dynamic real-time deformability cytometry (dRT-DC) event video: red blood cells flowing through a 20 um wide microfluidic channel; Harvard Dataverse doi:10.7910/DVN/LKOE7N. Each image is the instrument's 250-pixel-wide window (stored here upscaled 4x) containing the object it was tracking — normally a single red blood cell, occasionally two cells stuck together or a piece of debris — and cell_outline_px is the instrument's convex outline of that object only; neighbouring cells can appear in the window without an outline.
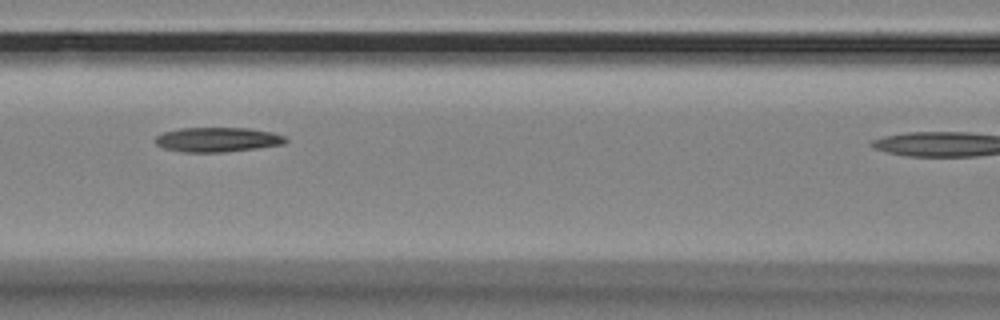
{"species": "Egyptian fruit bat (a non-hibernating species)", "species_latin": "Rousettus aegyptiacus", "temperature_condition": "room temperature", "stored_images_in_passage": 6, "camera_frame_rate_fps": 3000, "um_per_image_px": 0.085, "animal": {"sex": "female"}, "frame": {"image": 1, "passage_image": 5, "time_ms": 1.333, "image_size_px": [1000, 320], "cell_outline_px": [[288, 140], [284, 144], [256, 148], [224, 152], [184, 152], [164, 148], [156, 144], [152, 140], [156, 136], [164, 132], [180, 128], [248, 128], [272, 132], [284, 136]], "centroid_in_image_um": [18.46, 11.86], "position_along_channel_um": 148.1, "area_um2": 18.67}}